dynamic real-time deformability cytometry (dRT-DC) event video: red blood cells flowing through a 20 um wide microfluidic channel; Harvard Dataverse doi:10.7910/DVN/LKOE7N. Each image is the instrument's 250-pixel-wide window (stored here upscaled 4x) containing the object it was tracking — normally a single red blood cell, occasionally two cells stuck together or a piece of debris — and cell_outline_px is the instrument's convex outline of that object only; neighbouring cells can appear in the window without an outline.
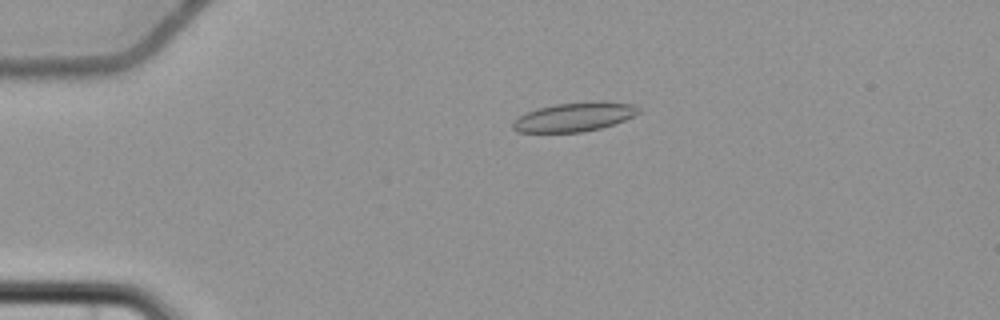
{"species": "common noctule bat (a hibernating species)", "species_latin": "Nyctalus noctula", "temperature_condition": "cold", "stored_images_in_passage": 8, "camera_frame_rate_fps": 3000, "um_per_image_px": 0.085, "animal": {"sex": "female", "body_mass_g": 22.7, "forearm_length_mm": 54.2}, "frame": {"image": 1, "passage_image": 4, "time_ms": 3.667, "image_size_px": [1000, 320], "cell_outline_px": [[640, 112], [624, 120], [600, 128], [580, 132], [516, 132], [512, 128], [512, 120], [528, 112], [540, 108], [556, 104], [596, 100], [604, 100], [632, 104], [640, 108]], "centroid_in_image_um": [48.83, 9.92], "position_along_channel_um": 36.2, "area_um2": 21.27}}
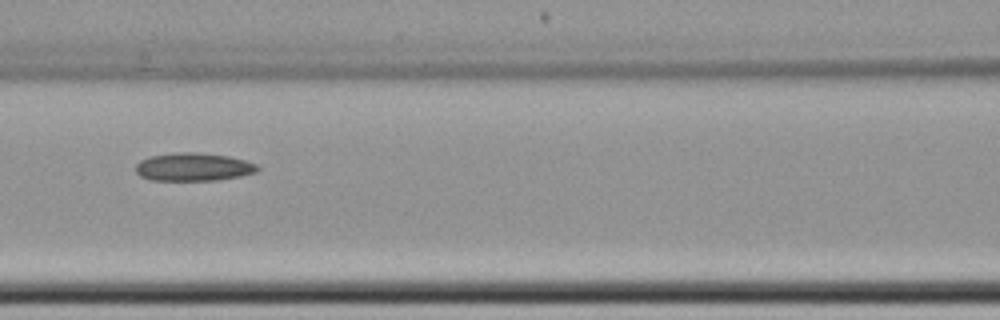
{"frame": {"image": 2, "passage_image": 7, "time_ms": 8.0, "image_size_px": [1000, 320], "cell_outline_px": [[260, 168], [256, 172], [240, 176], [216, 180], [148, 180], [140, 176], [136, 172], [136, 164], [140, 160], [152, 156], [176, 152], [196, 152], [228, 156], [244, 160], [256, 164]], "centroid_in_image_um": [16.42, 14.19], "position_along_channel_um": 150.2, "area_um2": 19.88}}
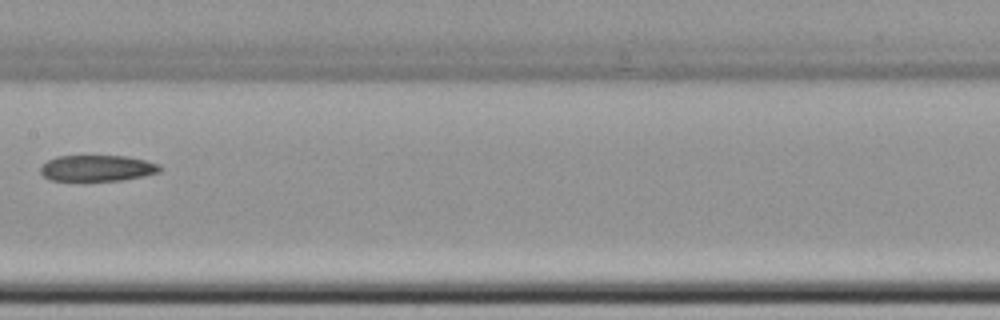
{"frame": {"image": 3, "passage_image": 8, "time_ms": 9.333, "image_size_px": [1000, 320], "cell_outline_px": [[164, 168], [160, 172], [144, 176], [124, 180], [48, 180], [40, 172], [40, 168], [48, 160], [56, 156], [128, 156], [160, 164]], "centroid_in_image_um": [8.31, 14.29], "position_along_channel_um": 199.1, "area_um2": 18.21}}